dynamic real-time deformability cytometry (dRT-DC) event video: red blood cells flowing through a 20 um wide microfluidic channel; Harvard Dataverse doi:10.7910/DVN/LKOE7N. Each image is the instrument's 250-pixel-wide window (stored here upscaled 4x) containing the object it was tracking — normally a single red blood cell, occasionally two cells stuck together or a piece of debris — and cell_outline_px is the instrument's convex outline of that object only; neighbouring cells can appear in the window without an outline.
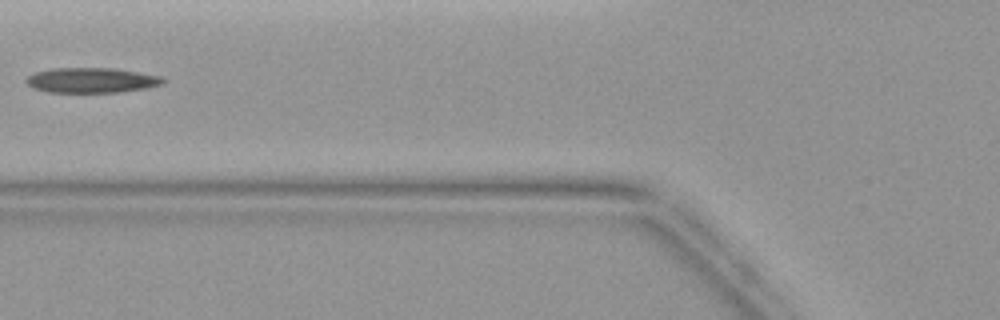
{"species": "common noctule bat (a hibernating species)", "species_latin": "Nyctalus noctula", "temperature_condition": "warm", "stored_images_in_passage": 5, "camera_frame_rate_fps": 3000, "um_per_image_px": 0.085, "animal": {"sex": "female", "body_mass_g": 19.9}, "frame": {"image": 1, "passage_image": 5, "time_ms": 5.333, "image_size_px": [1000, 320], "cell_outline_px": [[168, 80], [164, 84], [148, 88], [120, 92], [48, 92], [32, 88], [24, 80], [28, 76], [36, 72], [52, 68], [112, 68], [160, 76]], "centroid_in_image_um": [7.8, 6.83], "position_along_channel_um": 118.0, "area_um2": 20.06}}